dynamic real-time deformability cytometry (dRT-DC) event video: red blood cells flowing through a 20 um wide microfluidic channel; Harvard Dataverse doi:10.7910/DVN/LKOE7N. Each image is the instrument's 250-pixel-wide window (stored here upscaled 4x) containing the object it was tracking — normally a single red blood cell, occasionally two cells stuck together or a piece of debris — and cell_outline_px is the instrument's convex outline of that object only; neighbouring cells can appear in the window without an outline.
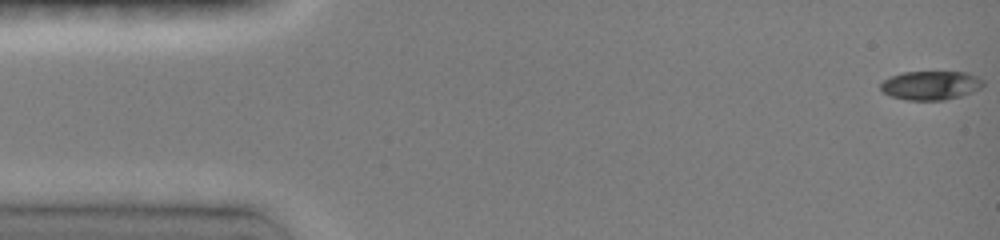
{"species": "common noctule bat (a hibernating species)", "species_latin": "Nyctalus noctula", "temperature_condition": "room temperature", "stored_images_in_passage": 18, "camera_frame_rate_fps": 3000, "um_per_image_px": 0.085, "animal": {"sex": "female", "body_mass_g": 19.0, "forearm_length_mm": 51.5}, "frame": {"image": 1, "passage_image": 1, "time_ms": 0.0, "image_size_px": [1000, 240], "cell_outline_px": [[984, 84], [980, 88], [972, 92], [960, 96], [944, 100], [904, 100], [892, 96], [884, 92], [880, 88], [880, 84], [884, 80], [892, 76], [904, 72], [968, 72], [984, 80]], "centroid_in_image_um": [79.13, 7.25], "position_along_channel_um": 5.9, "area_um2": 17.22}}
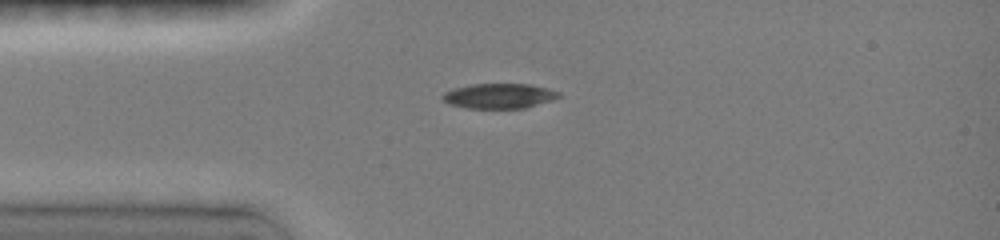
{"frame": {"image": 2, "passage_image": 10, "time_ms": 3.667, "image_size_px": [1000, 240], "cell_outline_px": [[560, 96], [552, 100], [524, 108], [468, 108], [448, 104], [440, 96], [444, 92], [452, 88], [472, 84], [528, 84], [548, 88], [560, 92]], "centroid_in_image_um": [42.39, 8.15], "position_along_channel_um": 42.6, "area_um2": 16.94}}
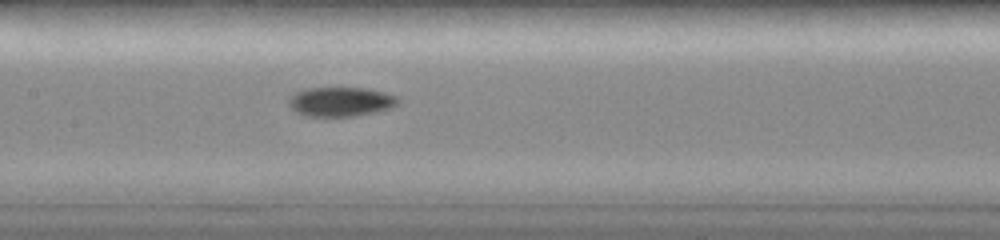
{"frame": {"image": 3, "passage_image": 18, "time_ms": 7.333, "image_size_px": [1000, 240], "cell_outline_px": [[400, 100], [392, 108], [376, 112], [356, 116], [304, 116], [296, 112], [288, 104], [288, 100], [296, 92], [304, 88], [368, 88], [384, 92], [396, 96]], "centroid_in_image_um": [28.96, 8.65], "position_along_channel_um": 178.4, "area_um2": 18.79}}